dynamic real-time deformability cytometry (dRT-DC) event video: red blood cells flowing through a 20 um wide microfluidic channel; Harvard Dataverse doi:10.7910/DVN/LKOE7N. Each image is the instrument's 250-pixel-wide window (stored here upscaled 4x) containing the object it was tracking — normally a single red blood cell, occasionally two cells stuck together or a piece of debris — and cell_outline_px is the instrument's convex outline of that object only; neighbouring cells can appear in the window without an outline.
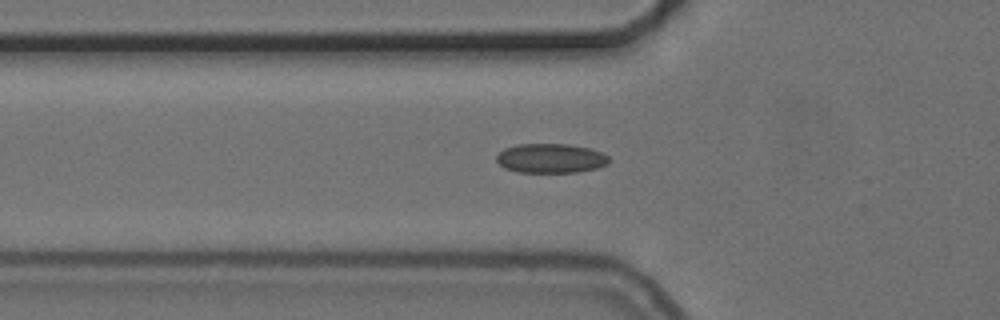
{"species": "common noctule bat (a hibernating species)", "species_latin": "Nyctalus noctula", "temperature_condition": "cold", "stored_images_in_passage": 37, "camera_frame_rate_fps": 3000, "um_per_image_px": 0.085, "animal": {"sex": "female", "body_mass_g": 24.6, "forearm_length_mm": 56.2}, "frame": {"image": 1, "passage_image": 6, "time_ms": 1.667, "image_size_px": [1000, 320], "cell_outline_px": [[612, 160], [608, 164], [596, 168], [576, 172], [516, 172], [504, 168], [496, 160], [496, 156], [504, 148], [516, 144], [568, 144], [592, 148], [608, 156]], "centroid_in_image_um": [46.82, 13.45], "position_along_channel_um": 79.0, "area_um2": 19.42}}
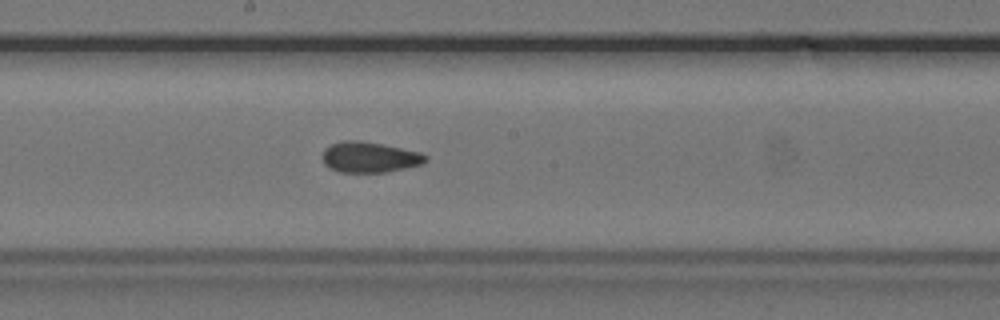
{"frame": {"image": 2, "passage_image": 17, "time_ms": 5.333, "image_size_px": [1000, 320], "cell_outline_px": [[428, 160], [420, 164], [404, 168], [384, 172], [340, 172], [328, 168], [324, 164], [320, 156], [324, 148], [332, 144], [344, 140], [356, 140], [380, 144], [420, 152], [428, 156]], "centroid_in_image_um": [31.35, 13.36], "position_along_channel_um": 216.9, "area_um2": 18.38}}
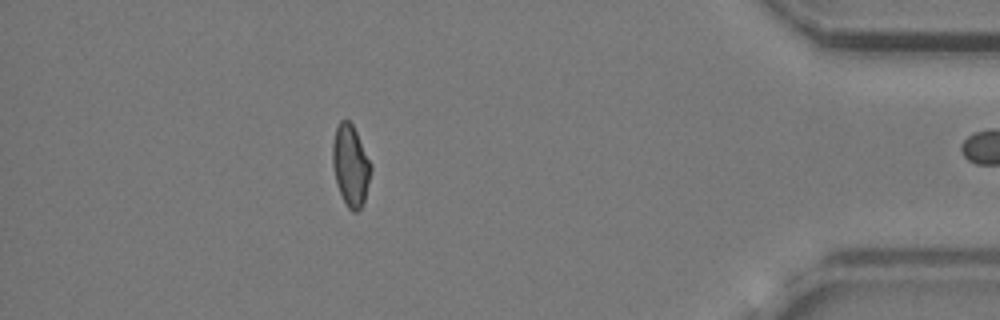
{"frame": {"image": 3, "passage_image": 36, "time_ms": 11.667, "image_size_px": [1000, 320], "cell_outline_px": [[372, 168], [364, 204], [356, 212], [352, 212], [348, 208], [336, 184], [332, 164], [332, 144], [336, 128], [340, 120], [348, 120], [352, 124], [372, 164]], "centroid_in_image_um": [29.8, 14.08], "position_along_channel_um": 405.4, "area_um2": 18.21}}